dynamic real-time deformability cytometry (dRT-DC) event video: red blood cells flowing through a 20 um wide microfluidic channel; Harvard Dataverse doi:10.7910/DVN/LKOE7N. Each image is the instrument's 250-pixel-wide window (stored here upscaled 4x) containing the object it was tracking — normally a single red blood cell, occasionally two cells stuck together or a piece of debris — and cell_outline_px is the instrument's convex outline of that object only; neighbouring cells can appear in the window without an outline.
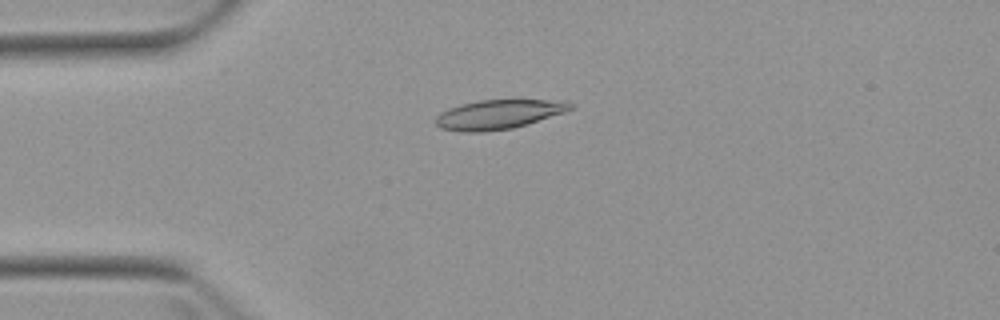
{"species": "Egyptian fruit bat (a non-hibernating species)", "species_latin": "Rousettus aegyptiacus", "temperature_condition": "warm", "stored_images_in_passage": 6, "camera_frame_rate_fps": 3000, "um_per_image_px": 0.085, "animal": {"sex": "female"}, "frame": {"image": 1, "passage_image": 4, "time_ms": 3.667, "image_size_px": [1000, 320], "cell_outline_px": [[576, 108], [528, 124], [512, 128], [484, 132], [460, 132], [440, 128], [436, 124], [436, 116], [440, 112], [448, 108], [460, 104], [480, 100], [568, 100], [576, 104]], "centroid_in_image_um": [42.42, 9.72], "position_along_channel_um": 42.6, "area_um2": 23.35}}
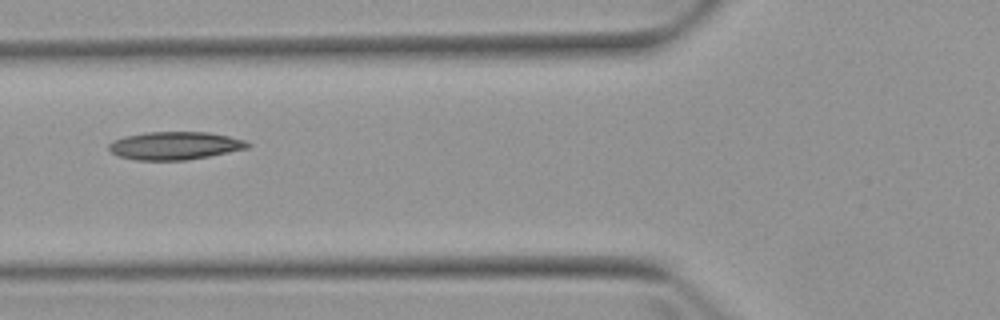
{"frame": {"image": 2, "passage_image": 6, "time_ms": 6.0, "image_size_px": [1000, 320], "cell_outline_px": [[252, 144], [248, 148], [208, 156], [184, 160], [136, 160], [116, 156], [108, 148], [108, 144], [112, 140], [124, 136], [144, 132], [208, 132], [228, 136], [244, 140]], "centroid_in_image_um": [14.81, 12.37], "position_along_channel_um": 111.0, "area_um2": 22.66}}